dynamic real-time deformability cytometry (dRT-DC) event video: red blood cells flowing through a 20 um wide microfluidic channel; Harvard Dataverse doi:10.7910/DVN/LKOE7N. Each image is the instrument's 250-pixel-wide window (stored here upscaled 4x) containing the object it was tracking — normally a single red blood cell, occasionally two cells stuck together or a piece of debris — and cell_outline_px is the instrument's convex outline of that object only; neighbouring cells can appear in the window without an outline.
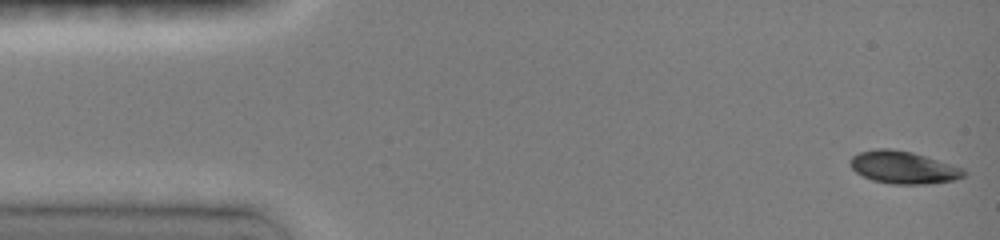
{"species": "common noctule bat (a hibernating species)", "species_latin": "Nyctalus noctula", "temperature_condition": "room temperature", "stored_images_in_passage": 47, "camera_frame_rate_fps": 3000, "um_per_image_px": 0.085, "animal": {"sex": "female", "body_mass_g": 19.0, "forearm_length_mm": 51.5}, "frame": {"image": 1, "passage_image": 1, "time_ms": 0.0, "image_size_px": [1000, 240], "cell_outline_px": [[968, 172], [964, 176], [956, 180], [932, 184], [892, 184], [872, 180], [856, 172], [848, 164], [848, 160], [852, 156], [860, 152], [880, 148], [888, 148], [912, 152], [964, 168]], "centroid_in_image_um": [76.8, 14.24], "position_along_channel_um": 8.2, "area_um2": 21.68}}
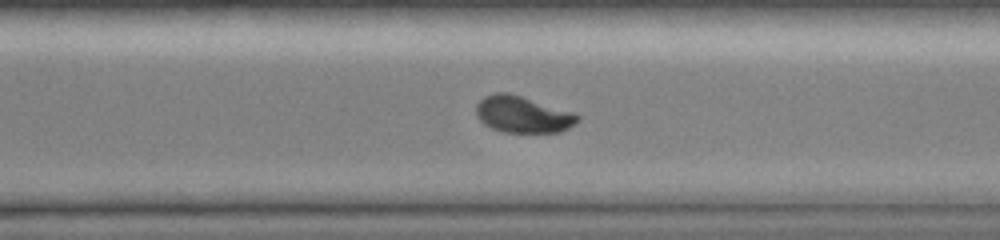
{"frame": {"image": 2, "passage_image": 33, "time_ms": 10.667, "image_size_px": [1000, 240], "cell_outline_px": [[580, 116], [568, 128], [560, 132], [504, 132], [492, 128], [484, 124], [476, 116], [476, 104], [484, 96], [496, 92], [508, 92], [572, 112]], "centroid_in_image_um": [44.37, 9.72], "position_along_channel_um": 326.2, "area_um2": 21.33}}
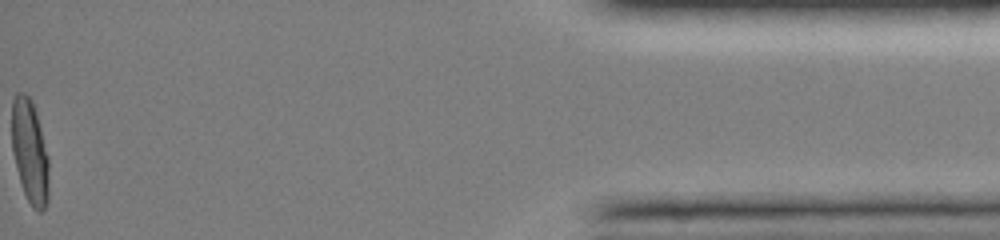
{"frame": {"image": 3, "passage_image": 47, "time_ms": 15.333, "image_size_px": [1000, 240], "cell_outline_px": [[48, 200], [44, 208], [40, 212], [36, 212], [32, 208], [24, 192], [16, 168], [12, 152], [12, 100], [16, 92], [24, 92], [32, 100], [36, 112], [48, 156]], "centroid_in_image_um": [2.53, 12.88], "position_along_channel_um": 432.7, "area_um2": 22.43}, "authors_computed_cell_mechanics": {"area_um2": 21.675, "velocity_mm_per_s": 4.0826, "shape_relaxation_time_tau1_ms": 4.2508, "shape_relaxation_time_tau2_ms": 1.8808, "deformation_change_tau1": 0.1791, "deformation_change_tau2": 0.0301}}